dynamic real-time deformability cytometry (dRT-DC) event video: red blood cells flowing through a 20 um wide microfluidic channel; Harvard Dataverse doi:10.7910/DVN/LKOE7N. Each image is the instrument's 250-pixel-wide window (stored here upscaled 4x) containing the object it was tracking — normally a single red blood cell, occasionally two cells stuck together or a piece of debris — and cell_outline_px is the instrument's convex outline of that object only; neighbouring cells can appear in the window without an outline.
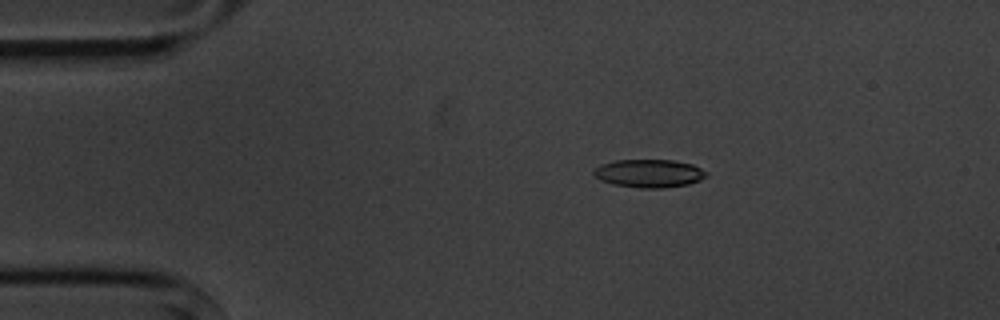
{"species": "common noctule bat (a hibernating species)", "species_latin": "Nyctalus noctula", "temperature_condition": "cold", "stored_images_in_passage": 5, "camera_frame_rate_fps": 3000, "um_per_image_px": 0.085, "animal": {"sex": "male", "body_mass_g": 20.1, "forearm_length_mm": 53.5}, "frame": {"image": 1, "passage_image": 3, "time_ms": 2.667, "image_size_px": [1000, 320], "cell_outline_px": [[708, 176], [700, 180], [688, 184], [664, 188], [640, 188], [612, 184], [600, 180], [592, 172], [592, 168], [600, 164], [616, 160], [672, 160], [692, 164], [708, 172]], "centroid_in_image_um": [55.15, 14.73], "position_along_channel_um": 29.8, "area_um2": 18.61}}